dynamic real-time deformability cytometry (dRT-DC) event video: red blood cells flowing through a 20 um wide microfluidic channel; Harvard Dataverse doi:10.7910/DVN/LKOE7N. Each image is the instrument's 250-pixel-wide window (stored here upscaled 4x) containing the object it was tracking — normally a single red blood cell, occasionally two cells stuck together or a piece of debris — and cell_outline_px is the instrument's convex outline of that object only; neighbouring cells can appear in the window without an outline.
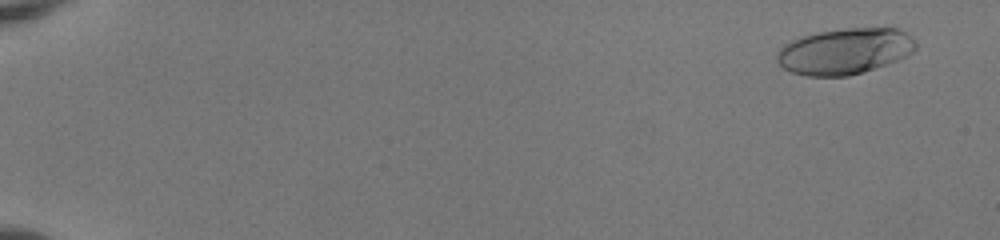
{"species": "human", "species_latin": "Homo sapiens", "temperature_condition": "room temperature", "stored_images_in_passage": 55, "camera_frame_rate_fps": 3000, "um_per_image_px": 0.085, "donor": {"sex": "female"}, "frame": {"image": 1, "passage_image": 4, "time_ms": 1.0, "image_size_px": [1000, 240], "cell_outline_px": [[916, 48], [912, 52], [888, 64], [864, 72], [848, 76], [808, 76], [792, 72], [784, 68], [776, 60], [776, 52], [784, 44], [792, 40], [816, 32], [844, 28], [900, 28], [912, 36], [916, 40]], "centroid_in_image_um": [71.82, 4.35], "position_along_channel_um": 13.2, "area_um2": 37.4}}
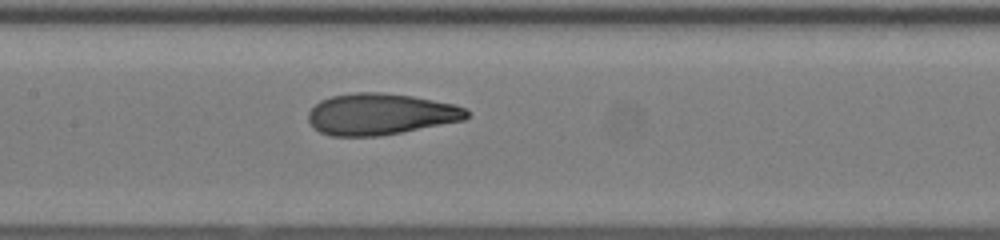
{"frame": {"image": 2, "passage_image": 30, "time_ms": 9.667, "image_size_px": [1000, 240], "cell_outline_px": [[468, 116], [464, 120], [380, 136], [332, 136], [320, 132], [308, 120], [308, 112], [320, 100], [332, 96], [356, 92], [380, 92], [412, 96], [456, 104], [464, 108], [468, 112]], "centroid_in_image_um": [32.33, 9.7], "position_along_channel_um": 175.1, "area_um2": 38.03}}
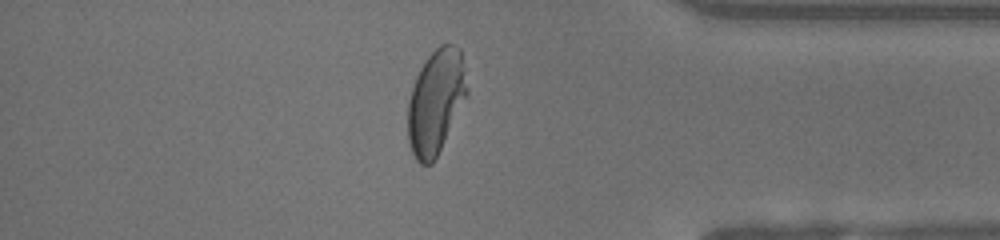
{"frame": {"image": 3, "passage_image": 48, "time_ms": 15.667, "image_size_px": [1000, 240], "cell_outline_px": [[468, 92], [432, 164], [420, 164], [416, 160], [412, 152], [408, 140], [408, 100], [416, 76], [420, 68], [428, 56], [440, 44], [452, 44], [460, 48], [468, 88]], "centroid_in_image_um": [37.03, 8.61], "position_along_channel_um": 398.2, "area_um2": 35.43}, "authors_computed_cell_mechanics": {"area_um2": 37.281, "velocity_mm_per_s": 3.9908, "shape_relaxation_time_tau1_ms": 5.5311, "shape_relaxation_time_tau2_ms": 0.7591, "deformation_change_tau1": 0.2722, "deformation_change_tau2": 0.0699}}